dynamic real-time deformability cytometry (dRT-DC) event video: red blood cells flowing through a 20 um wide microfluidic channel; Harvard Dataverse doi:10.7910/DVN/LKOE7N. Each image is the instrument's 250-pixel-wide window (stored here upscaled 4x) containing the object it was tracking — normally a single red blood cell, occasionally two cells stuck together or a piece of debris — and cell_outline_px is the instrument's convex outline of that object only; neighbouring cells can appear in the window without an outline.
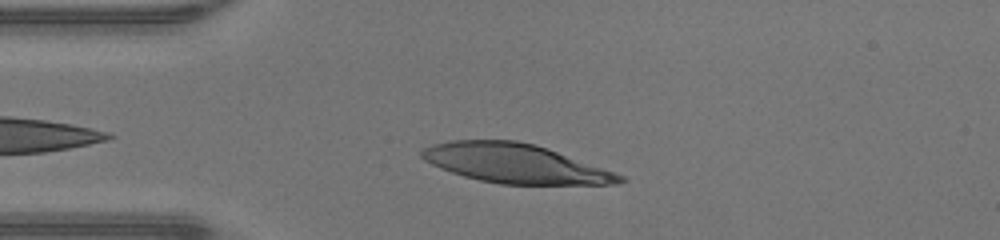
{"species": "human", "species_latin": "Homo sapiens", "temperature_condition": "warm", "stored_images_in_passage": 30, "camera_frame_rate_fps": 3000, "um_per_image_px": 0.085, "donor": {"sex": "male"}, "frame": {"image": 1, "passage_image": 4, "time_ms": 1.0, "image_size_px": [1000, 240], "cell_outline_px": [[628, 180], [616, 184], [500, 184], [480, 180], [464, 176], [452, 172], [432, 164], [424, 160], [420, 156], [420, 152], [424, 148], [432, 144], [452, 140], [516, 140], [536, 144], [624, 176]], "centroid_in_image_um": [43.76, 13.89], "position_along_channel_um": 41.2, "area_um2": 44.74}}
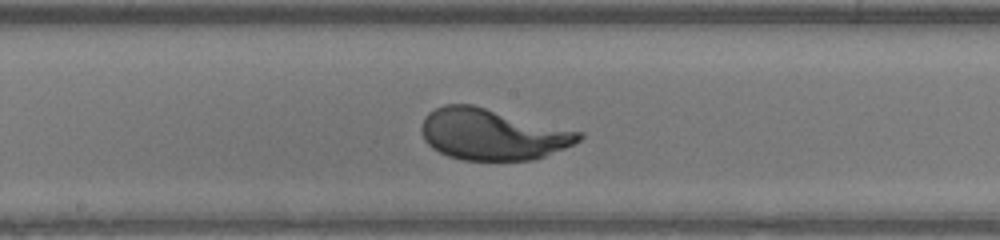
{"frame": {"image": 2, "passage_image": 17, "time_ms": 5.333, "image_size_px": [1000, 240], "cell_outline_px": [[584, 136], [580, 140], [564, 148], [544, 156], [532, 160], [464, 160], [448, 156], [432, 148], [424, 140], [420, 128], [424, 116], [428, 112], [444, 104], [472, 104], [584, 132]], "centroid_in_image_um": [41.84, 11.41], "position_along_channel_um": 206.4, "area_um2": 47.11}}
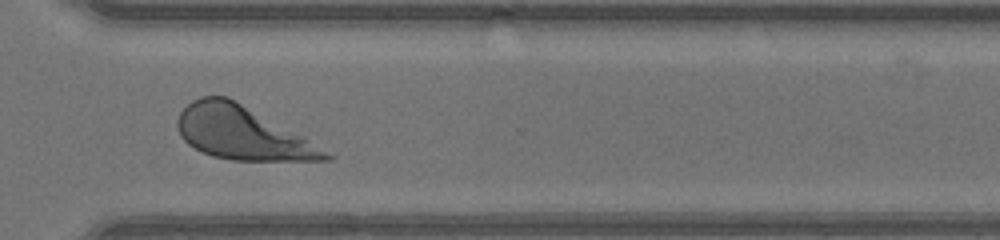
{"frame": {"image": 3, "passage_image": 27, "time_ms": 8.667, "image_size_px": [1000, 240], "cell_outline_px": [[336, 156], [332, 160], [232, 160], [212, 156], [188, 144], [180, 136], [176, 128], [176, 120], [180, 112], [192, 100], [200, 96], [228, 96], [304, 136]], "centroid_in_image_um": [20.59, 11.3], "position_along_channel_um": 350.0, "area_um2": 45.84}}